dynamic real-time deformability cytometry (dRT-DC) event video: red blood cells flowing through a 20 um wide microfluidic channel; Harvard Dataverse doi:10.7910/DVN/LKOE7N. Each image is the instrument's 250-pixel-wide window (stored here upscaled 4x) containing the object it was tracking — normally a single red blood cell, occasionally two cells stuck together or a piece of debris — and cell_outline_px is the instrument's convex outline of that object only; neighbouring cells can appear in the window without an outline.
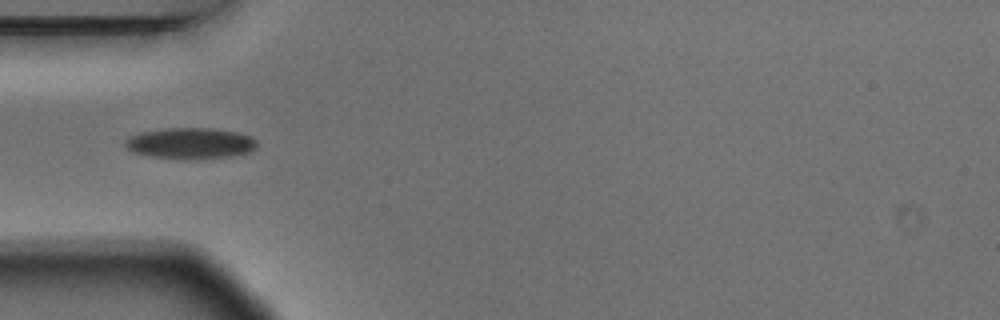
{"species": "Egyptian fruit bat (a non-hibernating species)", "species_latin": "Rousettus aegyptiacus", "temperature_condition": "warm", "stored_images_in_passage": 3, "camera_frame_rate_fps": 3000, "um_per_image_px": 0.085, "animal": {"sex": "male"}, "frame": {"image": 1, "passage_image": 1, "time_ms": 0.0, "image_size_px": [1000, 320], "cell_outline_px": [[256, 148], [248, 152], [232, 156], [196, 160], [184, 160], [148, 156], [132, 152], [124, 144], [124, 140], [140, 132], [164, 128], [212, 128], [236, 132], [252, 136], [256, 140]], "centroid_in_image_um": [16.17, 12.19], "position_along_channel_um": 68.8, "area_um2": 24.22}}
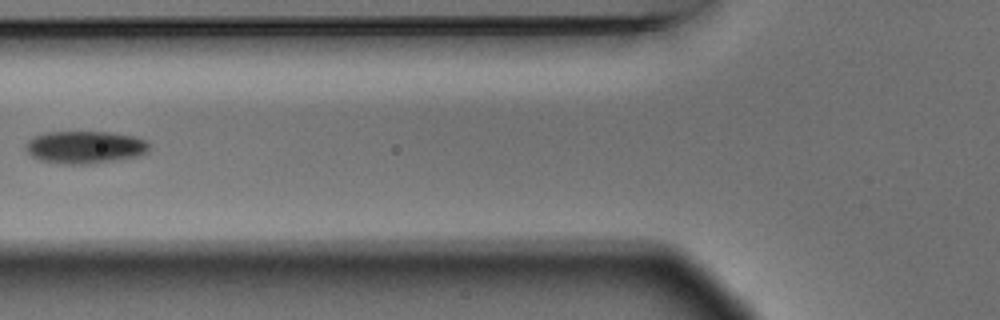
{"frame": {"image": 2, "passage_image": 2, "time_ms": 0.333, "image_size_px": [1000, 320], "cell_outline_px": [[148, 152], [136, 156], [92, 164], [64, 164], [40, 160], [32, 156], [24, 148], [24, 144], [28, 140], [36, 136], [48, 132], [108, 132], [132, 136], [148, 140]], "centroid_in_image_um": [7.2, 12.51], "position_along_channel_um": 118.6, "area_um2": 23.29}}
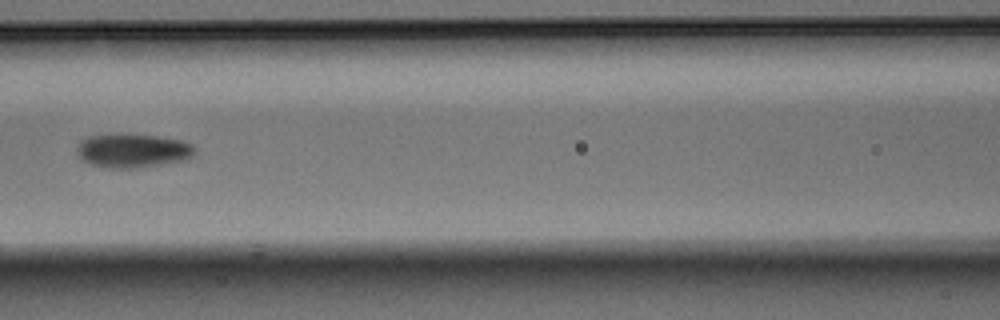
{"frame": {"image": 3, "passage_image": 3, "time_ms": 0.667, "image_size_px": [1000, 320], "cell_outline_px": [[196, 152], [188, 160], [136, 168], [104, 168], [88, 164], [80, 160], [76, 152], [76, 148], [80, 140], [88, 136], [120, 132], [156, 136], [184, 140], [192, 144], [196, 148]], "centroid_in_image_um": [11.25, 12.79], "position_along_channel_um": 155.4, "area_um2": 24.22}}